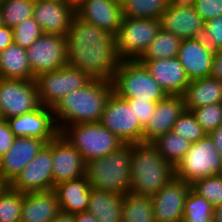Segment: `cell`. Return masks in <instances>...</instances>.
Listing matches in <instances>:
<instances>
[{
    "label": "cell",
    "mask_w": 222,
    "mask_h": 222,
    "mask_svg": "<svg viewBox=\"0 0 222 222\" xmlns=\"http://www.w3.org/2000/svg\"><path fill=\"white\" fill-rule=\"evenodd\" d=\"M15 138L7 120L0 119V157L12 147Z\"/></svg>",
    "instance_id": "43"
},
{
    "label": "cell",
    "mask_w": 222,
    "mask_h": 222,
    "mask_svg": "<svg viewBox=\"0 0 222 222\" xmlns=\"http://www.w3.org/2000/svg\"><path fill=\"white\" fill-rule=\"evenodd\" d=\"M160 28L159 19L123 17L115 35L118 56L122 60H138Z\"/></svg>",
    "instance_id": "8"
},
{
    "label": "cell",
    "mask_w": 222,
    "mask_h": 222,
    "mask_svg": "<svg viewBox=\"0 0 222 222\" xmlns=\"http://www.w3.org/2000/svg\"><path fill=\"white\" fill-rule=\"evenodd\" d=\"M215 51L202 37L182 39L177 58L189 80L210 76Z\"/></svg>",
    "instance_id": "17"
},
{
    "label": "cell",
    "mask_w": 222,
    "mask_h": 222,
    "mask_svg": "<svg viewBox=\"0 0 222 222\" xmlns=\"http://www.w3.org/2000/svg\"><path fill=\"white\" fill-rule=\"evenodd\" d=\"M202 38L214 50H222V16L204 23Z\"/></svg>",
    "instance_id": "40"
},
{
    "label": "cell",
    "mask_w": 222,
    "mask_h": 222,
    "mask_svg": "<svg viewBox=\"0 0 222 222\" xmlns=\"http://www.w3.org/2000/svg\"><path fill=\"white\" fill-rule=\"evenodd\" d=\"M32 80L43 73L60 69L67 64L66 39L59 35L42 34L28 49Z\"/></svg>",
    "instance_id": "12"
},
{
    "label": "cell",
    "mask_w": 222,
    "mask_h": 222,
    "mask_svg": "<svg viewBox=\"0 0 222 222\" xmlns=\"http://www.w3.org/2000/svg\"><path fill=\"white\" fill-rule=\"evenodd\" d=\"M182 39L160 28L143 55L138 60L176 58Z\"/></svg>",
    "instance_id": "30"
},
{
    "label": "cell",
    "mask_w": 222,
    "mask_h": 222,
    "mask_svg": "<svg viewBox=\"0 0 222 222\" xmlns=\"http://www.w3.org/2000/svg\"><path fill=\"white\" fill-rule=\"evenodd\" d=\"M191 184L173 177L151 196L155 222H182L186 197Z\"/></svg>",
    "instance_id": "14"
},
{
    "label": "cell",
    "mask_w": 222,
    "mask_h": 222,
    "mask_svg": "<svg viewBox=\"0 0 222 222\" xmlns=\"http://www.w3.org/2000/svg\"><path fill=\"white\" fill-rule=\"evenodd\" d=\"M53 189L58 183L85 175L86 163L80 152L59 132L52 139Z\"/></svg>",
    "instance_id": "15"
},
{
    "label": "cell",
    "mask_w": 222,
    "mask_h": 222,
    "mask_svg": "<svg viewBox=\"0 0 222 222\" xmlns=\"http://www.w3.org/2000/svg\"><path fill=\"white\" fill-rule=\"evenodd\" d=\"M122 222H155L152 198L130 191L124 194Z\"/></svg>",
    "instance_id": "29"
},
{
    "label": "cell",
    "mask_w": 222,
    "mask_h": 222,
    "mask_svg": "<svg viewBox=\"0 0 222 222\" xmlns=\"http://www.w3.org/2000/svg\"><path fill=\"white\" fill-rule=\"evenodd\" d=\"M210 76L222 82V50L215 51Z\"/></svg>",
    "instance_id": "44"
},
{
    "label": "cell",
    "mask_w": 222,
    "mask_h": 222,
    "mask_svg": "<svg viewBox=\"0 0 222 222\" xmlns=\"http://www.w3.org/2000/svg\"><path fill=\"white\" fill-rule=\"evenodd\" d=\"M74 15L63 0H35L33 17L43 34L66 37Z\"/></svg>",
    "instance_id": "19"
},
{
    "label": "cell",
    "mask_w": 222,
    "mask_h": 222,
    "mask_svg": "<svg viewBox=\"0 0 222 222\" xmlns=\"http://www.w3.org/2000/svg\"><path fill=\"white\" fill-rule=\"evenodd\" d=\"M47 144L33 137H16L12 147L0 157V174L11 184L25 166Z\"/></svg>",
    "instance_id": "18"
},
{
    "label": "cell",
    "mask_w": 222,
    "mask_h": 222,
    "mask_svg": "<svg viewBox=\"0 0 222 222\" xmlns=\"http://www.w3.org/2000/svg\"><path fill=\"white\" fill-rule=\"evenodd\" d=\"M194 8L204 23L222 16V0H196Z\"/></svg>",
    "instance_id": "41"
},
{
    "label": "cell",
    "mask_w": 222,
    "mask_h": 222,
    "mask_svg": "<svg viewBox=\"0 0 222 222\" xmlns=\"http://www.w3.org/2000/svg\"><path fill=\"white\" fill-rule=\"evenodd\" d=\"M42 34L40 25L32 16L13 28V43L27 50Z\"/></svg>",
    "instance_id": "38"
},
{
    "label": "cell",
    "mask_w": 222,
    "mask_h": 222,
    "mask_svg": "<svg viewBox=\"0 0 222 222\" xmlns=\"http://www.w3.org/2000/svg\"><path fill=\"white\" fill-rule=\"evenodd\" d=\"M112 93V81L91 79L83 87L65 95L52 108L59 132L66 125L99 122Z\"/></svg>",
    "instance_id": "2"
},
{
    "label": "cell",
    "mask_w": 222,
    "mask_h": 222,
    "mask_svg": "<svg viewBox=\"0 0 222 222\" xmlns=\"http://www.w3.org/2000/svg\"><path fill=\"white\" fill-rule=\"evenodd\" d=\"M0 78L32 79V70L28 62L27 50L12 43L0 53Z\"/></svg>",
    "instance_id": "28"
},
{
    "label": "cell",
    "mask_w": 222,
    "mask_h": 222,
    "mask_svg": "<svg viewBox=\"0 0 222 222\" xmlns=\"http://www.w3.org/2000/svg\"><path fill=\"white\" fill-rule=\"evenodd\" d=\"M131 144H123L107 156L86 162L85 176L90 187L112 193L130 191Z\"/></svg>",
    "instance_id": "4"
},
{
    "label": "cell",
    "mask_w": 222,
    "mask_h": 222,
    "mask_svg": "<svg viewBox=\"0 0 222 222\" xmlns=\"http://www.w3.org/2000/svg\"><path fill=\"white\" fill-rule=\"evenodd\" d=\"M35 0H0L2 25L9 28L33 16Z\"/></svg>",
    "instance_id": "33"
},
{
    "label": "cell",
    "mask_w": 222,
    "mask_h": 222,
    "mask_svg": "<svg viewBox=\"0 0 222 222\" xmlns=\"http://www.w3.org/2000/svg\"><path fill=\"white\" fill-rule=\"evenodd\" d=\"M169 0H124L123 17L159 19L168 8Z\"/></svg>",
    "instance_id": "32"
},
{
    "label": "cell",
    "mask_w": 222,
    "mask_h": 222,
    "mask_svg": "<svg viewBox=\"0 0 222 222\" xmlns=\"http://www.w3.org/2000/svg\"><path fill=\"white\" fill-rule=\"evenodd\" d=\"M112 1H115V2H117L119 4H122L124 0H112Z\"/></svg>",
    "instance_id": "53"
},
{
    "label": "cell",
    "mask_w": 222,
    "mask_h": 222,
    "mask_svg": "<svg viewBox=\"0 0 222 222\" xmlns=\"http://www.w3.org/2000/svg\"><path fill=\"white\" fill-rule=\"evenodd\" d=\"M124 144L143 143V127L129 103L114 92L107 100L99 121Z\"/></svg>",
    "instance_id": "10"
},
{
    "label": "cell",
    "mask_w": 222,
    "mask_h": 222,
    "mask_svg": "<svg viewBox=\"0 0 222 222\" xmlns=\"http://www.w3.org/2000/svg\"><path fill=\"white\" fill-rule=\"evenodd\" d=\"M60 133L89 162L107 156L124 143L100 122L66 125Z\"/></svg>",
    "instance_id": "6"
},
{
    "label": "cell",
    "mask_w": 222,
    "mask_h": 222,
    "mask_svg": "<svg viewBox=\"0 0 222 222\" xmlns=\"http://www.w3.org/2000/svg\"><path fill=\"white\" fill-rule=\"evenodd\" d=\"M169 2L174 7H179V8L189 7V8H193L195 6L196 0H170Z\"/></svg>",
    "instance_id": "49"
},
{
    "label": "cell",
    "mask_w": 222,
    "mask_h": 222,
    "mask_svg": "<svg viewBox=\"0 0 222 222\" xmlns=\"http://www.w3.org/2000/svg\"><path fill=\"white\" fill-rule=\"evenodd\" d=\"M6 120L15 137H33L48 143L59 133L52 108L43 105L32 112Z\"/></svg>",
    "instance_id": "16"
},
{
    "label": "cell",
    "mask_w": 222,
    "mask_h": 222,
    "mask_svg": "<svg viewBox=\"0 0 222 222\" xmlns=\"http://www.w3.org/2000/svg\"><path fill=\"white\" fill-rule=\"evenodd\" d=\"M113 92L122 99H140L158 102L167 93L138 60H122L111 80Z\"/></svg>",
    "instance_id": "5"
},
{
    "label": "cell",
    "mask_w": 222,
    "mask_h": 222,
    "mask_svg": "<svg viewBox=\"0 0 222 222\" xmlns=\"http://www.w3.org/2000/svg\"><path fill=\"white\" fill-rule=\"evenodd\" d=\"M65 39L67 64L92 79H113L122 61L116 51L115 35L74 15Z\"/></svg>",
    "instance_id": "1"
},
{
    "label": "cell",
    "mask_w": 222,
    "mask_h": 222,
    "mask_svg": "<svg viewBox=\"0 0 222 222\" xmlns=\"http://www.w3.org/2000/svg\"><path fill=\"white\" fill-rule=\"evenodd\" d=\"M75 222H99L97 218L87 211L75 214Z\"/></svg>",
    "instance_id": "47"
},
{
    "label": "cell",
    "mask_w": 222,
    "mask_h": 222,
    "mask_svg": "<svg viewBox=\"0 0 222 222\" xmlns=\"http://www.w3.org/2000/svg\"><path fill=\"white\" fill-rule=\"evenodd\" d=\"M22 193L10 186L0 195V222H21Z\"/></svg>",
    "instance_id": "36"
},
{
    "label": "cell",
    "mask_w": 222,
    "mask_h": 222,
    "mask_svg": "<svg viewBox=\"0 0 222 222\" xmlns=\"http://www.w3.org/2000/svg\"><path fill=\"white\" fill-rule=\"evenodd\" d=\"M167 95L182 96L190 80L178 58L138 60Z\"/></svg>",
    "instance_id": "22"
},
{
    "label": "cell",
    "mask_w": 222,
    "mask_h": 222,
    "mask_svg": "<svg viewBox=\"0 0 222 222\" xmlns=\"http://www.w3.org/2000/svg\"><path fill=\"white\" fill-rule=\"evenodd\" d=\"M0 119H2V112H1V109H0Z\"/></svg>",
    "instance_id": "55"
},
{
    "label": "cell",
    "mask_w": 222,
    "mask_h": 222,
    "mask_svg": "<svg viewBox=\"0 0 222 222\" xmlns=\"http://www.w3.org/2000/svg\"><path fill=\"white\" fill-rule=\"evenodd\" d=\"M213 212L212 204L191 189L185 200L182 222H211Z\"/></svg>",
    "instance_id": "34"
},
{
    "label": "cell",
    "mask_w": 222,
    "mask_h": 222,
    "mask_svg": "<svg viewBox=\"0 0 222 222\" xmlns=\"http://www.w3.org/2000/svg\"><path fill=\"white\" fill-rule=\"evenodd\" d=\"M41 106L35 80L0 78V109L2 119H9Z\"/></svg>",
    "instance_id": "11"
},
{
    "label": "cell",
    "mask_w": 222,
    "mask_h": 222,
    "mask_svg": "<svg viewBox=\"0 0 222 222\" xmlns=\"http://www.w3.org/2000/svg\"><path fill=\"white\" fill-rule=\"evenodd\" d=\"M191 189L215 208L222 204V174L195 180Z\"/></svg>",
    "instance_id": "35"
},
{
    "label": "cell",
    "mask_w": 222,
    "mask_h": 222,
    "mask_svg": "<svg viewBox=\"0 0 222 222\" xmlns=\"http://www.w3.org/2000/svg\"><path fill=\"white\" fill-rule=\"evenodd\" d=\"M91 79L85 72L69 64L43 72L35 78L39 101L41 105L53 108L61 98L83 87Z\"/></svg>",
    "instance_id": "9"
},
{
    "label": "cell",
    "mask_w": 222,
    "mask_h": 222,
    "mask_svg": "<svg viewBox=\"0 0 222 222\" xmlns=\"http://www.w3.org/2000/svg\"><path fill=\"white\" fill-rule=\"evenodd\" d=\"M13 43V29L5 25L0 26V51Z\"/></svg>",
    "instance_id": "45"
},
{
    "label": "cell",
    "mask_w": 222,
    "mask_h": 222,
    "mask_svg": "<svg viewBox=\"0 0 222 222\" xmlns=\"http://www.w3.org/2000/svg\"><path fill=\"white\" fill-rule=\"evenodd\" d=\"M210 137L213 139L216 146V151L222 158V123L210 134Z\"/></svg>",
    "instance_id": "46"
},
{
    "label": "cell",
    "mask_w": 222,
    "mask_h": 222,
    "mask_svg": "<svg viewBox=\"0 0 222 222\" xmlns=\"http://www.w3.org/2000/svg\"><path fill=\"white\" fill-rule=\"evenodd\" d=\"M2 25L1 11H0V26Z\"/></svg>",
    "instance_id": "54"
},
{
    "label": "cell",
    "mask_w": 222,
    "mask_h": 222,
    "mask_svg": "<svg viewBox=\"0 0 222 222\" xmlns=\"http://www.w3.org/2000/svg\"><path fill=\"white\" fill-rule=\"evenodd\" d=\"M60 211L54 190L22 193L21 222H51Z\"/></svg>",
    "instance_id": "24"
},
{
    "label": "cell",
    "mask_w": 222,
    "mask_h": 222,
    "mask_svg": "<svg viewBox=\"0 0 222 222\" xmlns=\"http://www.w3.org/2000/svg\"><path fill=\"white\" fill-rule=\"evenodd\" d=\"M75 15L111 35H116L123 18L122 5L112 0H86Z\"/></svg>",
    "instance_id": "21"
},
{
    "label": "cell",
    "mask_w": 222,
    "mask_h": 222,
    "mask_svg": "<svg viewBox=\"0 0 222 222\" xmlns=\"http://www.w3.org/2000/svg\"><path fill=\"white\" fill-rule=\"evenodd\" d=\"M172 131L191 143L197 142L207 135L193 113L186 110L175 122Z\"/></svg>",
    "instance_id": "37"
},
{
    "label": "cell",
    "mask_w": 222,
    "mask_h": 222,
    "mask_svg": "<svg viewBox=\"0 0 222 222\" xmlns=\"http://www.w3.org/2000/svg\"><path fill=\"white\" fill-rule=\"evenodd\" d=\"M123 194L91 187L87 212L99 222H122Z\"/></svg>",
    "instance_id": "27"
},
{
    "label": "cell",
    "mask_w": 222,
    "mask_h": 222,
    "mask_svg": "<svg viewBox=\"0 0 222 222\" xmlns=\"http://www.w3.org/2000/svg\"><path fill=\"white\" fill-rule=\"evenodd\" d=\"M175 177L192 184L195 180L222 174V158L213 139L207 134L191 143L184 157L176 164Z\"/></svg>",
    "instance_id": "7"
},
{
    "label": "cell",
    "mask_w": 222,
    "mask_h": 222,
    "mask_svg": "<svg viewBox=\"0 0 222 222\" xmlns=\"http://www.w3.org/2000/svg\"><path fill=\"white\" fill-rule=\"evenodd\" d=\"M191 112L207 134H210L222 123V103L195 108Z\"/></svg>",
    "instance_id": "39"
},
{
    "label": "cell",
    "mask_w": 222,
    "mask_h": 222,
    "mask_svg": "<svg viewBox=\"0 0 222 222\" xmlns=\"http://www.w3.org/2000/svg\"><path fill=\"white\" fill-rule=\"evenodd\" d=\"M182 97L186 111L222 103V82L211 76L191 80Z\"/></svg>",
    "instance_id": "26"
},
{
    "label": "cell",
    "mask_w": 222,
    "mask_h": 222,
    "mask_svg": "<svg viewBox=\"0 0 222 222\" xmlns=\"http://www.w3.org/2000/svg\"><path fill=\"white\" fill-rule=\"evenodd\" d=\"M74 12L86 1V0H63Z\"/></svg>",
    "instance_id": "50"
},
{
    "label": "cell",
    "mask_w": 222,
    "mask_h": 222,
    "mask_svg": "<svg viewBox=\"0 0 222 222\" xmlns=\"http://www.w3.org/2000/svg\"><path fill=\"white\" fill-rule=\"evenodd\" d=\"M52 139L40 150L10 184L23 194L53 190Z\"/></svg>",
    "instance_id": "13"
},
{
    "label": "cell",
    "mask_w": 222,
    "mask_h": 222,
    "mask_svg": "<svg viewBox=\"0 0 222 222\" xmlns=\"http://www.w3.org/2000/svg\"><path fill=\"white\" fill-rule=\"evenodd\" d=\"M159 21L162 30L181 39L202 37L204 22L194 7L179 8L169 3Z\"/></svg>",
    "instance_id": "23"
},
{
    "label": "cell",
    "mask_w": 222,
    "mask_h": 222,
    "mask_svg": "<svg viewBox=\"0 0 222 222\" xmlns=\"http://www.w3.org/2000/svg\"><path fill=\"white\" fill-rule=\"evenodd\" d=\"M10 186V184L0 174V195Z\"/></svg>",
    "instance_id": "52"
},
{
    "label": "cell",
    "mask_w": 222,
    "mask_h": 222,
    "mask_svg": "<svg viewBox=\"0 0 222 222\" xmlns=\"http://www.w3.org/2000/svg\"><path fill=\"white\" fill-rule=\"evenodd\" d=\"M173 177L174 166L151 143L131 144L130 192L151 197Z\"/></svg>",
    "instance_id": "3"
},
{
    "label": "cell",
    "mask_w": 222,
    "mask_h": 222,
    "mask_svg": "<svg viewBox=\"0 0 222 222\" xmlns=\"http://www.w3.org/2000/svg\"><path fill=\"white\" fill-rule=\"evenodd\" d=\"M159 154L174 167L189 150L191 142L170 131L151 142Z\"/></svg>",
    "instance_id": "31"
},
{
    "label": "cell",
    "mask_w": 222,
    "mask_h": 222,
    "mask_svg": "<svg viewBox=\"0 0 222 222\" xmlns=\"http://www.w3.org/2000/svg\"><path fill=\"white\" fill-rule=\"evenodd\" d=\"M213 222H222V204L214 208Z\"/></svg>",
    "instance_id": "51"
},
{
    "label": "cell",
    "mask_w": 222,
    "mask_h": 222,
    "mask_svg": "<svg viewBox=\"0 0 222 222\" xmlns=\"http://www.w3.org/2000/svg\"><path fill=\"white\" fill-rule=\"evenodd\" d=\"M185 111L184 99L179 95H167L156 103L155 111L143 128V143H151L157 137L173 129V125Z\"/></svg>",
    "instance_id": "20"
},
{
    "label": "cell",
    "mask_w": 222,
    "mask_h": 222,
    "mask_svg": "<svg viewBox=\"0 0 222 222\" xmlns=\"http://www.w3.org/2000/svg\"><path fill=\"white\" fill-rule=\"evenodd\" d=\"M60 209L70 214L87 211L91 187L87 177L58 183L53 189Z\"/></svg>",
    "instance_id": "25"
},
{
    "label": "cell",
    "mask_w": 222,
    "mask_h": 222,
    "mask_svg": "<svg viewBox=\"0 0 222 222\" xmlns=\"http://www.w3.org/2000/svg\"><path fill=\"white\" fill-rule=\"evenodd\" d=\"M51 222H75V214H70L61 210Z\"/></svg>",
    "instance_id": "48"
},
{
    "label": "cell",
    "mask_w": 222,
    "mask_h": 222,
    "mask_svg": "<svg viewBox=\"0 0 222 222\" xmlns=\"http://www.w3.org/2000/svg\"><path fill=\"white\" fill-rule=\"evenodd\" d=\"M124 100L129 103L130 107H133L135 116H137L139 123L144 128L153 115L157 102L143 101L136 98Z\"/></svg>",
    "instance_id": "42"
}]
</instances>
